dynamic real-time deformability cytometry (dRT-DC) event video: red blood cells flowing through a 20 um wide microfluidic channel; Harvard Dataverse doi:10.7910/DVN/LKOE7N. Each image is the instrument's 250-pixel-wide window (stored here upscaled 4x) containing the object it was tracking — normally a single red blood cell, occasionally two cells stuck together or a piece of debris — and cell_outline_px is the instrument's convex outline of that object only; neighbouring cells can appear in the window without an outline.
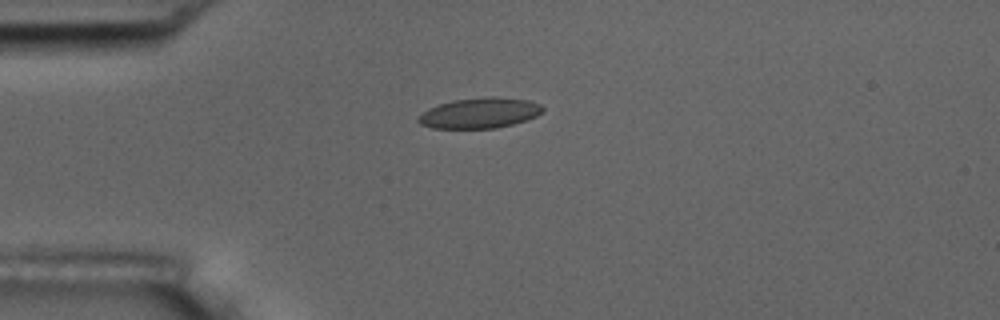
{"species": "common noctule bat (a hibernating species)", "species_latin": "Nyctalus noctula", "temperature_condition": "room temperature", "stored_images_in_passage": 3, "camera_frame_rate_fps": 3000, "um_per_image_px": 0.085, "animal": {"sex": "male", "body_mass_g": 17.5, "forearm_length_mm": 52.3}, "frame": {"image": 1, "passage_image": 1, "time_ms": 0.0, "image_size_px": [1000, 320], "cell_outline_px": [[544, 112], [536, 116], [512, 124], [496, 128], [432, 128], [420, 124], [416, 120], [416, 116], [428, 108], [452, 100], [488, 96], [492, 96], [528, 100], [540, 104], [544, 108]], "centroid_in_image_um": [40.74, 9.6], "position_along_channel_um": 44.3, "area_um2": 22.2}}